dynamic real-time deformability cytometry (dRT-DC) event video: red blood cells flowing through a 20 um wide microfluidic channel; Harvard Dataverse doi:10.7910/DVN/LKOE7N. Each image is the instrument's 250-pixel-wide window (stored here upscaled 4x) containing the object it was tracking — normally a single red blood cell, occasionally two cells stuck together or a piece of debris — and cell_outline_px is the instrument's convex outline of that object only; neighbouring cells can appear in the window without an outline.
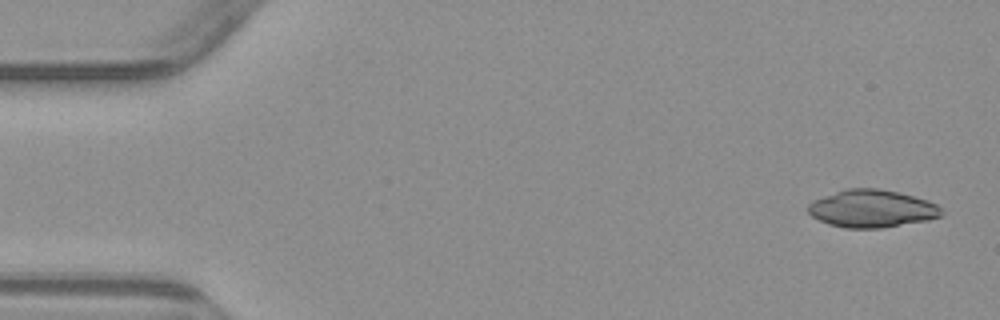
{"species": "common noctule bat (a hibernating species)", "species_latin": "Nyctalus noctula", "temperature_condition": "warm", "stored_images_in_passage": 3, "camera_frame_rate_fps": 3000, "um_per_image_px": 0.085, "animal": {"sex": "male", "body_mass_g": 23.1, "forearm_length_mm": 52.7}, "frame": {"image": 1, "passage_image": 1, "time_ms": 0.0, "image_size_px": [1000, 320], "cell_outline_px": [[944, 212], [940, 216], [928, 220], [880, 228], [844, 228], [828, 224], [812, 216], [808, 212], [808, 204], [812, 200], [848, 188], [876, 188], [896, 192], [928, 200], [936, 204]], "centroid_in_image_um": [74.09, 17.74], "position_along_channel_um": 10.9, "area_um2": 29.02}}